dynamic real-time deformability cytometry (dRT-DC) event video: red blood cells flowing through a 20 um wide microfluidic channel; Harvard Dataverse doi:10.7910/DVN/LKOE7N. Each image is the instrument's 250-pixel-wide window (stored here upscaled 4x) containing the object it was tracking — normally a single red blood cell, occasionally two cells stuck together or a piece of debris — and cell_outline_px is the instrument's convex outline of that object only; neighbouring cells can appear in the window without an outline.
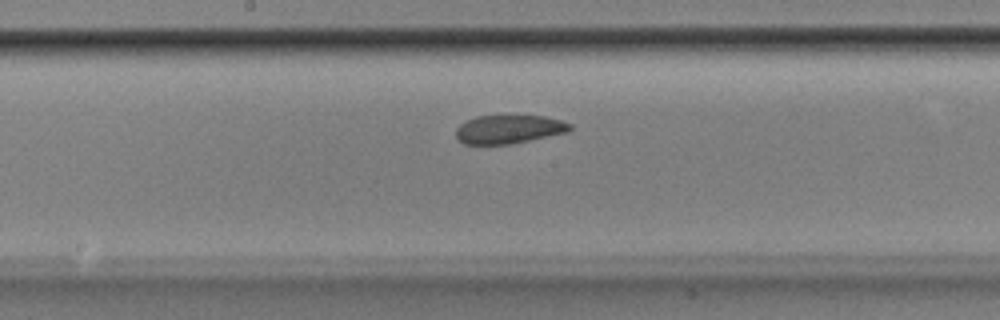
{"species": "Egyptian fruit bat (a non-hibernating species)", "species_latin": "Rousettus aegyptiacus", "temperature_condition": "room temperature", "stored_images_in_passage": 37, "camera_frame_rate_fps": 3000, "um_per_image_px": 0.085, "animal": {"sex": "male"}, "frame": {"image": 1, "passage_image": 12, "time_ms": 3.667, "image_size_px": [1000, 320], "cell_outline_px": [[572, 128], [568, 132], [512, 144], [464, 144], [456, 140], [456, 128], [464, 120], [476, 116], [544, 116], [560, 120], [572, 124]], "centroid_in_image_um": [43.22, 10.99], "position_along_channel_um": 205.0, "area_um2": 19.13}}
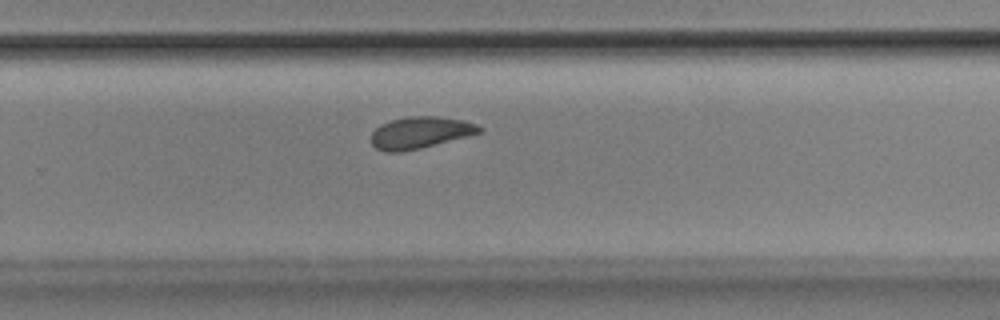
{"frame": {"image": 2, "passage_image": 19, "time_ms": 6.0, "image_size_px": [1000, 320], "cell_outline_px": [[484, 128], [480, 132], [420, 148], [400, 152], [384, 152], [376, 148], [372, 144], [372, 132], [380, 124], [392, 120], [408, 116], [436, 116], [464, 120], [476, 124]], "centroid_in_image_um": [35.68, 11.26], "position_along_channel_um": 294.1, "area_um2": 19.77}}
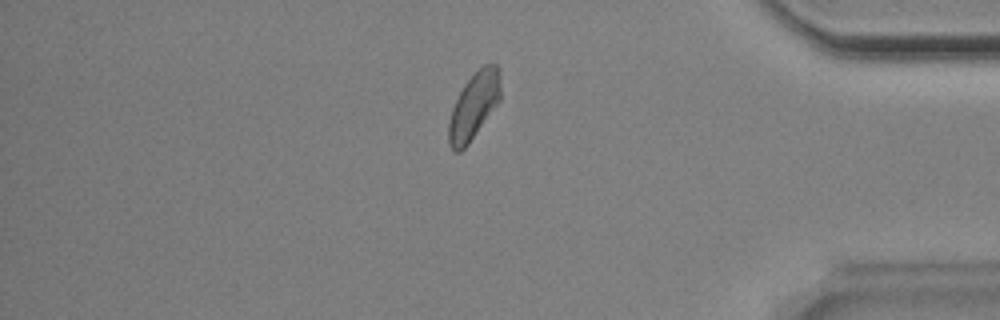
{"frame": {"image": 3, "passage_image": 29, "time_ms": 9.333, "image_size_px": [1000, 320], "cell_outline_px": [[500, 100], [468, 144], [460, 152], [452, 152], [448, 144], [448, 124], [452, 108], [464, 84], [484, 64], [496, 64], [500, 76]], "centroid_in_image_um": [40.25, 9.04], "position_along_channel_um": 394.9, "area_um2": 19.88}, "authors_computed_cell_mechanics": {"area_um2": 20.1722, "velocity_mm_per_s": 3.8414, "shape_relaxation_time_tau1_ms": 6.5148, "shape_relaxation_time_tau2_ms": 5.8764, "deformation_change_tau1": 0.1183, "deformation_change_tau2": 0.1004}}